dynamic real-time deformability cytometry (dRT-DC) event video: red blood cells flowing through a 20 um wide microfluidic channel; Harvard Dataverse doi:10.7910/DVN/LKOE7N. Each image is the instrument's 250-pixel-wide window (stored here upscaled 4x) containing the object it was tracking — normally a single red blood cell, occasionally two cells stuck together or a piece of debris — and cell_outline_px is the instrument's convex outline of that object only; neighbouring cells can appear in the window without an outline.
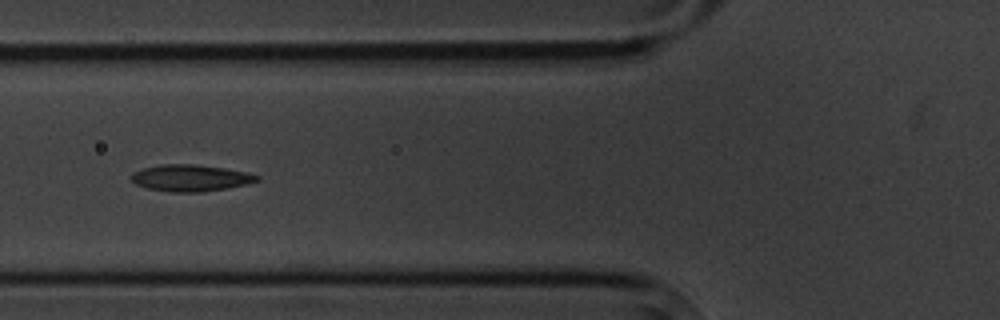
{"species": "common noctule bat (a hibernating species)", "species_latin": "Nyctalus noctula", "temperature_condition": "cold", "stored_images_in_passage": 5, "camera_frame_rate_fps": 3000, "um_per_image_px": 0.085, "animal": {"sex": "male", "body_mass_g": 20.1, "forearm_length_mm": 53.5}, "frame": {"image": 1, "passage_image": 4, "time_ms": 3.333, "image_size_px": [1000, 320], "cell_outline_px": [[260, 180], [248, 184], [200, 192], [172, 192], [148, 188], [136, 184], [128, 176], [132, 172], [140, 168], [160, 164], [196, 164], [224, 168], [248, 172], [260, 176]], "centroid_in_image_um": [16.17, 15.11], "position_along_channel_um": 109.6, "area_um2": 19.65}}
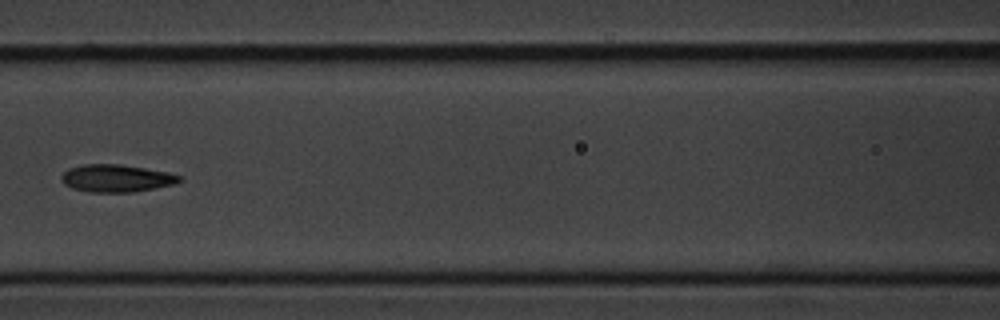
{"frame": {"image": 2, "passage_image": 5, "time_ms": 4.667, "image_size_px": [1000, 320], "cell_outline_px": [[180, 180], [172, 184], [132, 192], [92, 192], [72, 188], [64, 184], [60, 180], [60, 176], [68, 168], [84, 164], [120, 164], [168, 172], [180, 176]], "centroid_in_image_um": [9.81, 15.14], "position_along_channel_um": 156.8, "area_um2": 18.67}}